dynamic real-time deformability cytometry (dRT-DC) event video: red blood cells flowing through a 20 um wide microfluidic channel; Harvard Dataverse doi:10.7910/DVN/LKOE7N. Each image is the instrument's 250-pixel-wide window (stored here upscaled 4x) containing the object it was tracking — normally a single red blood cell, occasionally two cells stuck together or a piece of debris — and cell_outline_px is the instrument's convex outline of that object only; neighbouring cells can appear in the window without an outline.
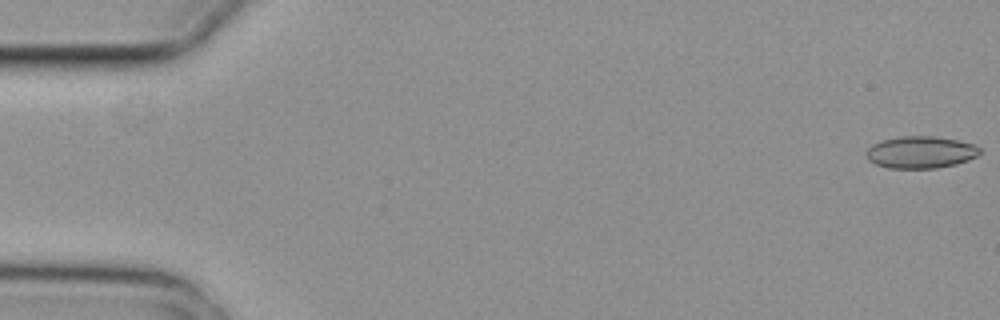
{"species": "common noctule bat (a hibernating species)", "species_latin": "Nyctalus noctula", "temperature_condition": "cold", "stored_images_in_passage": 5, "camera_frame_rate_fps": 3000, "um_per_image_px": 0.085, "animal": {"sex": "female", "body_mass_g": 29.2, "forearm_length_mm": 56.3}, "frame": {"image": 1, "passage_image": 1, "time_ms": 0.0, "image_size_px": [1000, 320], "cell_outline_px": [[980, 152], [976, 156], [968, 160], [956, 164], [936, 168], [888, 168], [876, 164], [868, 160], [868, 148], [872, 144], [880, 140], [900, 136], [932, 136], [956, 140], [976, 144], [980, 148]], "centroid_in_image_um": [78.26, 12.93], "position_along_channel_um": 6.7, "area_um2": 21.15}}
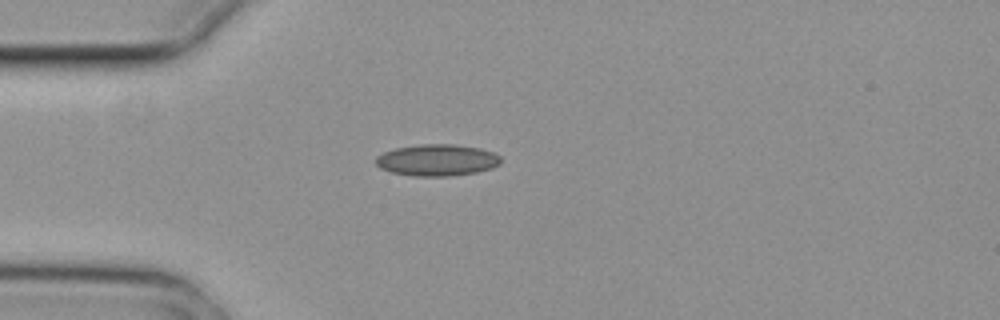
{"frame": {"image": 2, "passage_image": 5, "time_ms": 1.333, "image_size_px": [1000, 320], "cell_outline_px": [[500, 164], [492, 168], [476, 172], [448, 176], [416, 176], [392, 172], [380, 168], [376, 164], [376, 156], [384, 152], [396, 148], [420, 144], [456, 144], [480, 148], [496, 152], [500, 156]], "centroid_in_image_um": [37.18, 13.6], "position_along_channel_um": 47.8, "area_um2": 23.06}}